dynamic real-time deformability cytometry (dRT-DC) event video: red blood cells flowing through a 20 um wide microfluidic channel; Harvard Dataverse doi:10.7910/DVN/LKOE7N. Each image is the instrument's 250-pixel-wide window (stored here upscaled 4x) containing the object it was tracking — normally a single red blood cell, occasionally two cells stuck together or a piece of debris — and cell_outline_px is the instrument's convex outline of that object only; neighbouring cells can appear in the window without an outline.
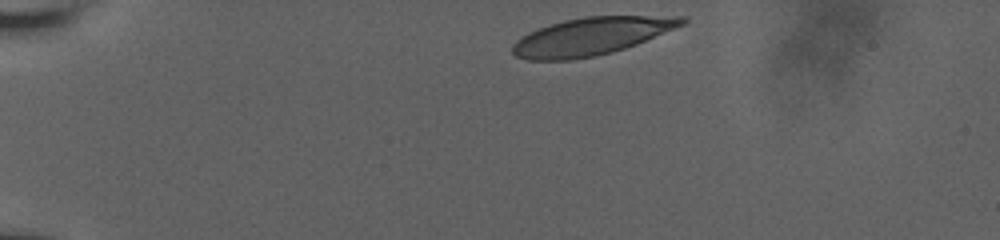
{"species": "human", "species_latin": "Homo sapiens", "temperature_condition": "room temperature", "stored_images_in_passage": 37, "camera_frame_rate_fps": 3000, "um_per_image_px": 0.085, "donor": {"sex": "male"}, "frame": {"image": 1, "passage_image": 1, "time_ms": 0.0, "image_size_px": [1000, 240], "cell_outline_px": [[688, 20], [684, 24], [636, 44], [612, 52], [596, 56], [572, 60], [528, 60], [516, 56], [512, 52], [512, 44], [516, 40], [528, 32], [564, 20], [584, 16], [688, 16]], "centroid_in_image_um": [50.25, 3.09], "position_along_channel_um": 34.8, "area_um2": 36.99}}
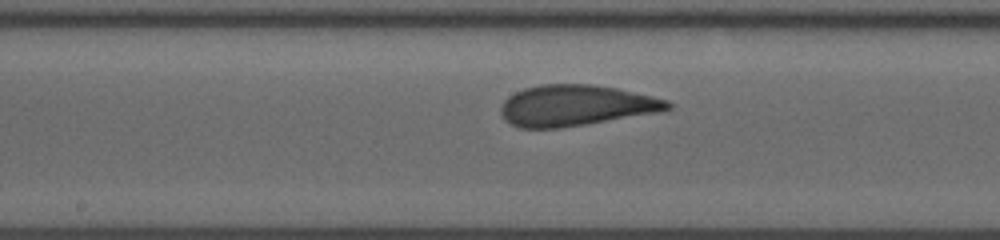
{"frame": {"image": 2, "passage_image": 20, "time_ms": 6.333, "image_size_px": [1000, 240], "cell_outline_px": [[672, 108], [664, 112], [560, 128], [520, 128], [504, 120], [500, 112], [500, 104], [508, 96], [524, 88], [540, 84], [592, 84], [616, 88], [668, 100], [672, 104]], "centroid_in_image_um": [48.95, 8.97], "position_along_channel_um": 199.3, "area_um2": 40.11}}
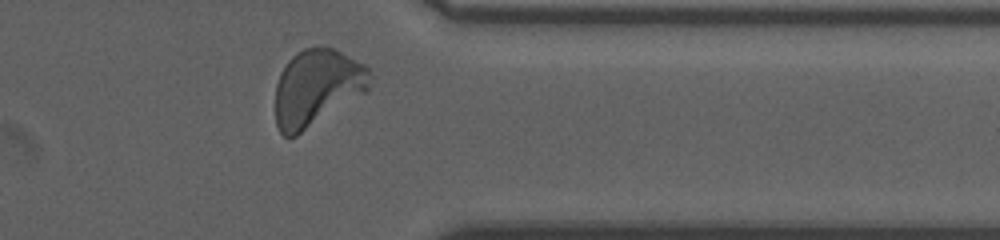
{"frame": {"image": 3, "passage_image": 35, "time_ms": 11.333, "image_size_px": [1000, 240], "cell_outline_px": [[372, 76], [368, 88], [364, 92], [296, 136], [284, 136], [280, 132], [276, 124], [276, 84], [280, 72], [288, 60], [292, 56], [304, 48], [332, 48], [364, 64], [368, 68]], "centroid_in_image_um": [26.91, 7.44], "position_along_channel_um": 384.5, "area_um2": 41.44}, "authors_computed_cell_mechanics": {"area_um2": 39.6508, "velocity_mm_per_s": 3.8029, "shape_relaxation_time_tau1_ms": 4.7691, "shape_relaxation_time_tau2_ms": 0.767, "deformation_change_tau1": 0.1672, "deformation_change_tau2": 0.0754}}